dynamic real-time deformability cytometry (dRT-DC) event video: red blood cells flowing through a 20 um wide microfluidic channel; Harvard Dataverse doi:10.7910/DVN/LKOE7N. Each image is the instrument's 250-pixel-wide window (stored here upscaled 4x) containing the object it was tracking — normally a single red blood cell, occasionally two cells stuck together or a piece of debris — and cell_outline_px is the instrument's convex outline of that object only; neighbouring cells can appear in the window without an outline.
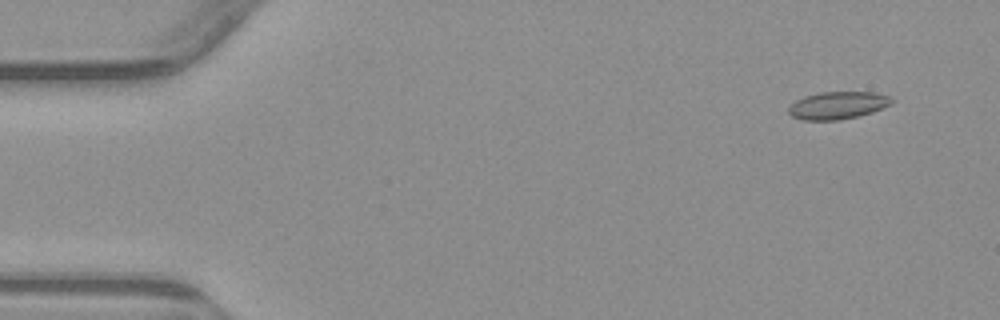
{"species": "common noctule bat (a hibernating species)", "species_latin": "Nyctalus noctula", "temperature_condition": "warm", "stored_images_in_passage": 4, "camera_frame_rate_fps": 3000, "um_per_image_px": 0.085, "animal": {"sex": "male", "body_mass_g": 23.1, "forearm_length_mm": 52.7}, "frame": {"image": 1, "passage_image": 1, "time_ms": 0.0, "image_size_px": [1000, 320], "cell_outline_px": [[896, 100], [892, 104], [872, 112], [860, 116], [840, 120], [804, 120], [792, 116], [788, 112], [788, 108], [796, 100], [804, 96], [820, 92], [876, 92], [888, 96]], "centroid_in_image_um": [71.24, 8.95], "position_along_channel_um": 13.8, "area_um2": 16.65}}